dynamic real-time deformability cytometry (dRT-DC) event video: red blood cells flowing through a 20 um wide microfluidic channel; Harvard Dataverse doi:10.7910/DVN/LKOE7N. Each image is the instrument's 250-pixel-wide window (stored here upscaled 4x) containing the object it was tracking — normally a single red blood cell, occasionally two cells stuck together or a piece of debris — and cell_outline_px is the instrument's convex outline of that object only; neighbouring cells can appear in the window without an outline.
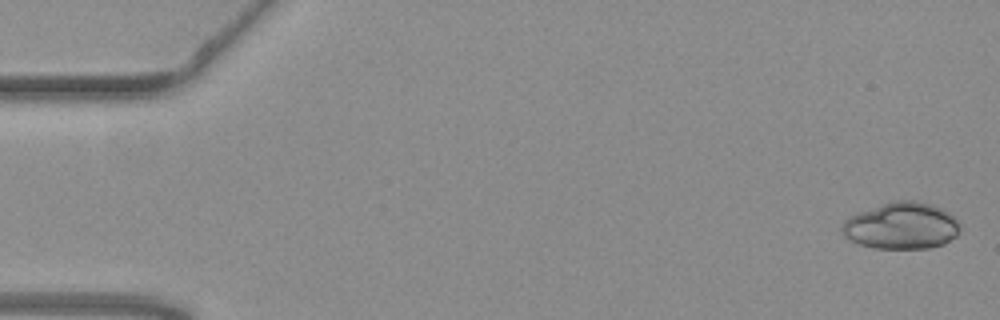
{"species": "common noctule bat (a hibernating species)", "species_latin": "Nyctalus noctula", "temperature_condition": "warm", "stored_images_in_passage": 53, "camera_frame_rate_fps": 3000, "um_per_image_px": 0.085, "animal": {"sex": "female", "body_mass_g": 19.3, "forearm_length_mm": 54.1}, "frame": {"image": 1, "passage_image": 2, "time_ms": 0.333, "image_size_px": [1000, 320], "cell_outline_px": [[960, 232], [956, 236], [944, 244], [928, 248], [872, 248], [860, 244], [844, 236], [840, 232], [840, 228], [844, 220], [860, 212], [880, 204], [892, 200], [916, 200], [932, 204], [948, 212], [960, 224]], "centroid_in_image_um": [76.63, 19.19], "position_along_channel_um": 8.4, "area_um2": 32.19}}